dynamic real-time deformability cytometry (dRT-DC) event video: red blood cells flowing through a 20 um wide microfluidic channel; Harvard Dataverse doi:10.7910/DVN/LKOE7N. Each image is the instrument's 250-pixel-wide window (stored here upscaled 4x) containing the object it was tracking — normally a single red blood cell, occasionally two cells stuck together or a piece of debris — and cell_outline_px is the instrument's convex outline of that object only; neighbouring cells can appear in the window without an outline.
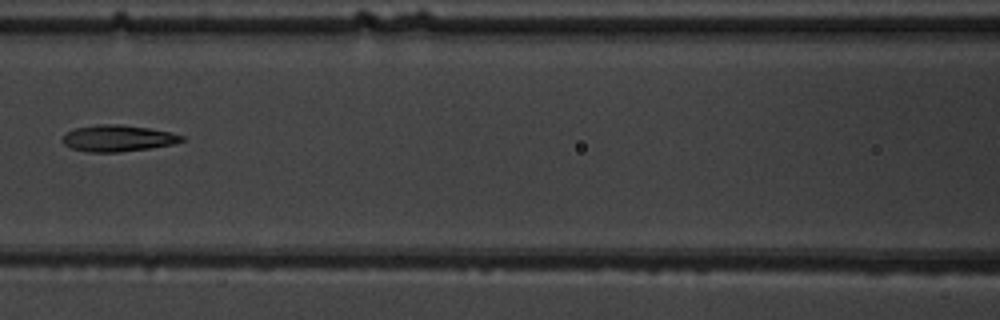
{"species": "common noctule bat (a hibernating species)", "species_latin": "Nyctalus noctula", "temperature_condition": "warm", "stored_images_in_passage": 7, "camera_frame_rate_fps": 3000, "um_per_image_px": 0.085, "animal": {"sex": "male", "body_mass_g": 19.5, "forearm_length_mm": 54.6}, "frame": {"image": 1, "passage_image": 6, "time_ms": 6.0, "image_size_px": [1000, 320], "cell_outline_px": [[184, 140], [172, 144], [148, 148], [120, 152], [88, 152], [72, 148], [64, 144], [60, 140], [68, 132], [76, 128], [96, 124], [120, 124], [148, 128], [172, 132], [184, 136]], "centroid_in_image_um": [10.01, 11.75], "position_along_channel_um": 156.6, "area_um2": 18.26}}
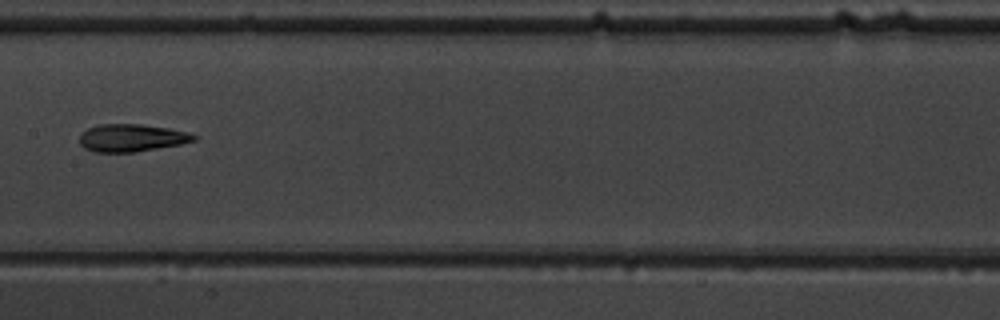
{"frame": {"image": 2, "passage_image": 7, "time_ms": 7.0, "image_size_px": [1000, 320], "cell_outline_px": [[196, 140], [180, 144], [132, 152], [92, 152], [84, 148], [80, 144], [80, 136], [88, 128], [100, 124], [140, 124], [168, 128], [188, 132], [196, 136]], "centroid_in_image_um": [11.16, 11.72], "position_along_channel_um": 196.2, "area_um2": 18.15}}